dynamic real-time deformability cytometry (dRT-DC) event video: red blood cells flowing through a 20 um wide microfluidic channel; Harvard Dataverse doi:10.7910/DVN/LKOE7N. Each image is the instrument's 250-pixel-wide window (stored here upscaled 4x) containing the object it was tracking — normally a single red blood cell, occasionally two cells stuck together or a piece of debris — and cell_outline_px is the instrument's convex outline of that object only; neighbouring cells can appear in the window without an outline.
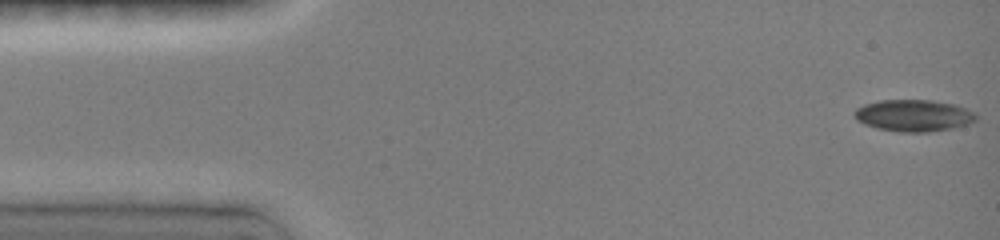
{"species": "common noctule bat (a hibernating species)", "species_latin": "Nyctalus noctula", "temperature_condition": "room temperature", "stored_images_in_passage": 6, "camera_frame_rate_fps": 3000, "um_per_image_px": 0.085, "animal": {"sex": "female", "body_mass_g": 19.0, "forearm_length_mm": 51.5}, "frame": {"image": 1, "passage_image": 1, "time_ms": 0.0, "image_size_px": [1000, 240], "cell_outline_px": [[976, 120], [968, 124], [952, 128], [928, 132], [896, 132], [876, 128], [864, 124], [856, 120], [852, 112], [856, 108], [864, 104], [880, 100], [932, 100], [952, 104], [976, 112]], "centroid_in_image_um": [77.62, 9.82], "position_along_channel_um": 7.4, "area_um2": 22.66}}